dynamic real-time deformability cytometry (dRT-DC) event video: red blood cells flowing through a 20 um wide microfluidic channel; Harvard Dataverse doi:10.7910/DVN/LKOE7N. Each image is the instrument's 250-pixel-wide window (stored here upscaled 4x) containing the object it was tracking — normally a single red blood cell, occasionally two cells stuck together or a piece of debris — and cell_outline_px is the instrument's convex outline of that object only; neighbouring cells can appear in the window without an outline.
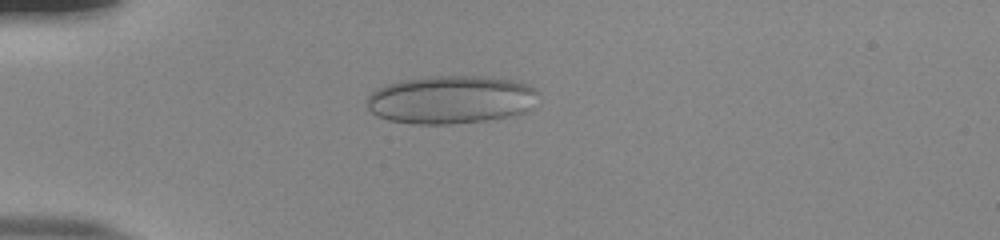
{"species": "human", "species_latin": "Homo sapiens", "temperature_condition": "room temperature", "stored_images_in_passage": 54, "camera_frame_rate_fps": 3000, "um_per_image_px": 0.085, "donor": {"sex": "male"}, "frame": {"image": 1, "passage_image": 15, "time_ms": 4.667, "image_size_px": [1000, 240], "cell_outline_px": [[536, 92], [532, 108], [528, 112], [512, 116], [484, 120], [452, 124], [412, 124], [388, 120], [376, 116], [368, 108], [368, 96], [376, 88], [400, 80], [436, 76], [484, 76], [512, 80], [524, 84], [532, 88]], "centroid_in_image_um": [38.3, 8.48], "position_along_channel_um": 46.7, "area_um2": 48.03}}
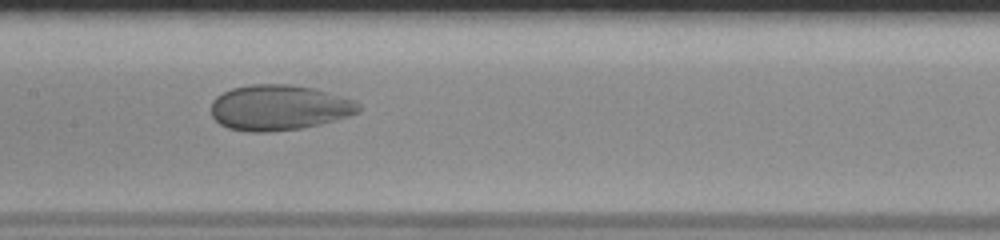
{"frame": {"image": 2, "passage_image": 28, "time_ms": 9.0, "image_size_px": [1000, 240], "cell_outline_px": [[360, 112], [336, 120], [304, 128], [268, 132], [248, 132], [228, 128], [220, 124], [212, 116], [212, 100], [216, 96], [232, 88], [252, 84], [288, 84], [312, 88], [356, 100], [360, 104]], "centroid_in_image_um": [23.73, 9.15], "position_along_channel_um": 183.7, "area_um2": 39.19}}
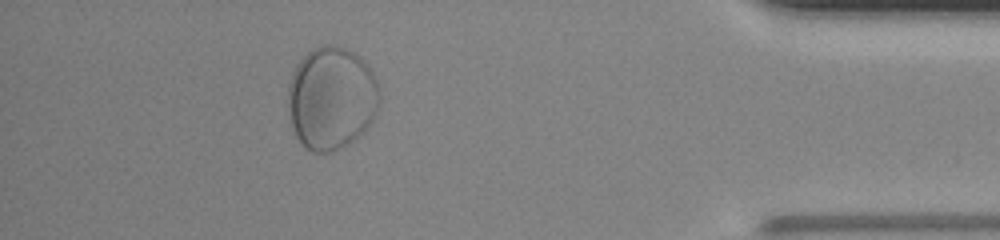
{"frame": {"image": 3, "passage_image": 49, "time_ms": 16.0, "image_size_px": [1000, 240], "cell_outline_px": [[380, 100], [376, 112], [372, 120], [364, 132], [348, 144], [340, 148], [328, 152], [312, 152], [304, 148], [296, 136], [292, 124], [288, 104], [288, 84], [292, 72], [296, 64], [312, 48], [324, 44], [332, 44], [344, 48], [360, 56], [372, 68], [380, 88]], "centroid_in_image_um": [28.19, 8.32], "position_along_channel_um": 407.0, "area_um2": 55.49}, "authors_computed_cell_mechanics": {"area_um2": 46.6735, "velocity_mm_per_s": 3.7674, "shape_relaxation_time_tau1_ms": null, "shape_relaxation_time_tau2_ms": 4.8494, "deformation_change_tau1": null, "deformation_change_tau2": null}}